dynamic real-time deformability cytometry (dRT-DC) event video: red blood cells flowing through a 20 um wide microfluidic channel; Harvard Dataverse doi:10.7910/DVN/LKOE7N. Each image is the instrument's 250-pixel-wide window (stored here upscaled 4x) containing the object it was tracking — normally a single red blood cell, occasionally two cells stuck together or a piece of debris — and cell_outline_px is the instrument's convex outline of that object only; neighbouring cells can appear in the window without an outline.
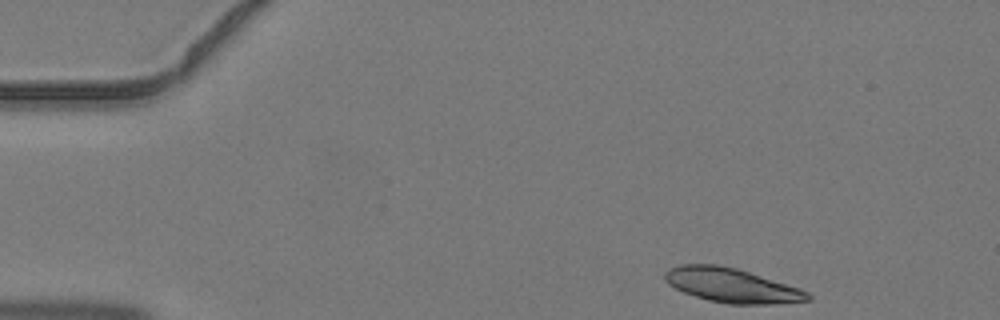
{"species": "common noctule bat (a hibernating species)", "species_latin": "Nyctalus noctula", "temperature_condition": "warm", "stored_images_in_passage": 2, "segment_of_instrument_passage": [2, 2], "camera_frame_rate_fps": 3000, "um_per_image_px": 0.085, "animal": {"sex": "male", "body_mass_g": 19.2, "forearm_length_mm": 51.8}, "frame": {"image": 1, "passage_image": 2, "time_ms": 0.333, "image_size_px": [1000, 320], "cell_outline_px": [[812, 300], [772, 304], [728, 304], [708, 300], [684, 292], [668, 284], [664, 280], [664, 272], [668, 268], [680, 264], [716, 264], [736, 268], [800, 288], [808, 292], [812, 296]], "centroid_in_image_um": [62.18, 24.25], "position_along_channel_um": 22.8, "area_um2": 28.55}}